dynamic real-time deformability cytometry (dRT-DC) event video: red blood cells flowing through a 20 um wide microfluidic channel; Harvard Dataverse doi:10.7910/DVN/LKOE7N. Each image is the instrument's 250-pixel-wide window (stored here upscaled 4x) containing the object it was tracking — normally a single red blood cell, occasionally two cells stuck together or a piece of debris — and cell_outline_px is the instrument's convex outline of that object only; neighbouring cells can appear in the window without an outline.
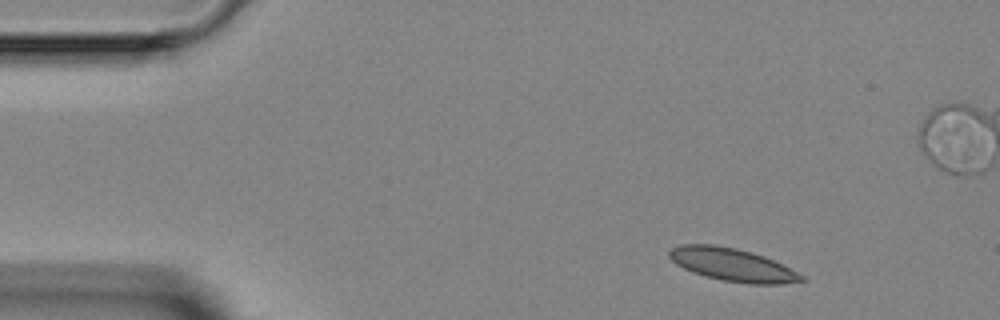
{"species": "Egyptian fruit bat (a non-hibernating species)", "species_latin": "Rousettus aegyptiacus", "temperature_condition": "room temperature", "stored_images_in_passage": 2, "camera_frame_rate_fps": 3000, "um_per_image_px": 0.085, "animal": {"sex": "female"}, "frame": {"image": 1, "passage_image": 2, "time_ms": 1.333, "image_size_px": [1000, 320], "cell_outline_px": [[808, 280], [780, 284], [748, 284], [720, 280], [704, 276], [692, 272], [676, 264], [668, 256], [668, 252], [672, 248], [680, 244], [712, 244], [736, 248], [752, 252], [764, 256], [804, 276]], "centroid_in_image_um": [62.22, 22.5], "position_along_channel_um": 22.8, "area_um2": 25.32}}